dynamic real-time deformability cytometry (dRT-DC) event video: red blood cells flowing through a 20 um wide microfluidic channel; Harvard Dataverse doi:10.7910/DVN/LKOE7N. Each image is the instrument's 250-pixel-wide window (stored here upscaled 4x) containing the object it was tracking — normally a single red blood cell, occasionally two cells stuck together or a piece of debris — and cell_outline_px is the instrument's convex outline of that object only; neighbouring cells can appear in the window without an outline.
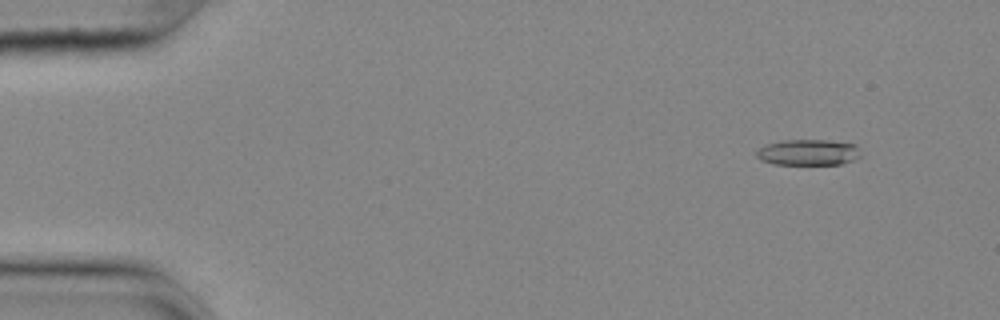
{"species": "common noctule bat (a hibernating species)", "species_latin": "Nyctalus noctula", "temperature_condition": "cold", "stored_images_in_passage": 56, "camera_frame_rate_fps": 3000, "um_per_image_px": 0.085, "animal": {"sex": "female", "body_mass_g": 25.1}, "frame": {"image": 1, "passage_image": 6, "time_ms": 1.667, "image_size_px": [1000, 320], "cell_outline_px": [[860, 156], [852, 160], [840, 164], [772, 164], [760, 160], [756, 156], [756, 152], [764, 144], [784, 140], [828, 140], [856, 144]], "centroid_in_image_um": [68.66, 12.94], "position_along_channel_um": 16.3, "area_um2": 15.72}}
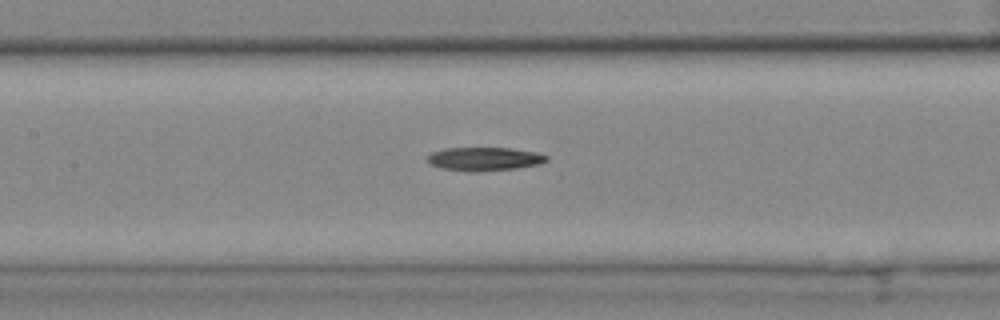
{"frame": {"image": 2, "passage_image": 27, "time_ms": 8.667, "image_size_px": [1000, 320], "cell_outline_px": [[548, 160], [540, 164], [516, 168], [476, 172], [468, 172], [440, 168], [428, 164], [424, 160], [432, 152], [444, 148], [508, 148], [536, 152], [548, 156]], "centroid_in_image_um": [41.11, 13.52], "position_along_channel_um": 166.3, "area_um2": 16.53}}
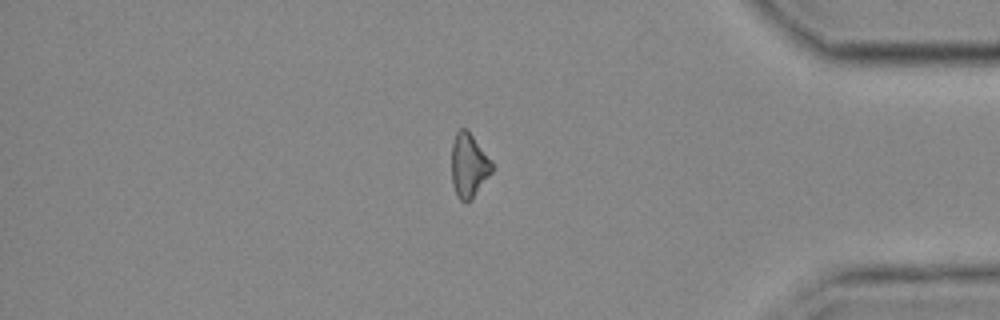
{"frame": {"image": 3, "passage_image": 48, "time_ms": 15.667, "image_size_px": [1000, 320], "cell_outline_px": [[496, 164], [492, 172], [472, 200], [460, 200], [456, 196], [452, 184], [452, 144], [456, 132], [460, 128], [468, 128]], "centroid_in_image_um": [39.89, 14.02], "position_along_channel_um": 395.3, "area_um2": 15.61}, "authors_computed_cell_mechanics": {"area_um2": 16.0684, "velocity_mm_per_s": 3.6619, "shape_relaxation_time_tau1_ms": null, "shape_relaxation_time_tau2_ms": 10.203, "deformation_change_tau1": null, "deformation_change_tau2": 0.2519}}